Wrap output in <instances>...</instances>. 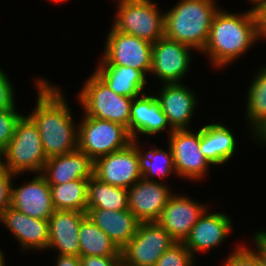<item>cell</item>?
Masks as SVG:
<instances>
[{"mask_svg": "<svg viewBox=\"0 0 266 266\" xmlns=\"http://www.w3.org/2000/svg\"><path fill=\"white\" fill-rule=\"evenodd\" d=\"M35 78L36 105L26 114L37 126L47 159L78 150V123L64 90L45 77Z\"/></svg>", "mask_w": 266, "mask_h": 266, "instance_id": "cell-1", "label": "cell"}, {"mask_svg": "<svg viewBox=\"0 0 266 266\" xmlns=\"http://www.w3.org/2000/svg\"><path fill=\"white\" fill-rule=\"evenodd\" d=\"M249 8L234 13L220 7L214 15L206 46L201 53L212 68L219 71L225 69L241 60L239 58L261 41L260 11Z\"/></svg>", "mask_w": 266, "mask_h": 266, "instance_id": "cell-2", "label": "cell"}, {"mask_svg": "<svg viewBox=\"0 0 266 266\" xmlns=\"http://www.w3.org/2000/svg\"><path fill=\"white\" fill-rule=\"evenodd\" d=\"M217 0H179L164 12V36L198 53L206 46Z\"/></svg>", "mask_w": 266, "mask_h": 266, "instance_id": "cell-3", "label": "cell"}, {"mask_svg": "<svg viewBox=\"0 0 266 266\" xmlns=\"http://www.w3.org/2000/svg\"><path fill=\"white\" fill-rule=\"evenodd\" d=\"M1 154L2 166L14 175L42 173L47 157L37 126L27 115L19 119L11 141Z\"/></svg>", "mask_w": 266, "mask_h": 266, "instance_id": "cell-4", "label": "cell"}, {"mask_svg": "<svg viewBox=\"0 0 266 266\" xmlns=\"http://www.w3.org/2000/svg\"><path fill=\"white\" fill-rule=\"evenodd\" d=\"M116 5L111 26L151 43L164 37V13L152 0H111Z\"/></svg>", "mask_w": 266, "mask_h": 266, "instance_id": "cell-5", "label": "cell"}, {"mask_svg": "<svg viewBox=\"0 0 266 266\" xmlns=\"http://www.w3.org/2000/svg\"><path fill=\"white\" fill-rule=\"evenodd\" d=\"M90 75L76 95L83 115L115 122L128 130L133 98L116 94L94 72Z\"/></svg>", "mask_w": 266, "mask_h": 266, "instance_id": "cell-6", "label": "cell"}, {"mask_svg": "<svg viewBox=\"0 0 266 266\" xmlns=\"http://www.w3.org/2000/svg\"><path fill=\"white\" fill-rule=\"evenodd\" d=\"M78 122V150L93 161L121 150L133 142L127 128L121 124L90 116Z\"/></svg>", "mask_w": 266, "mask_h": 266, "instance_id": "cell-7", "label": "cell"}, {"mask_svg": "<svg viewBox=\"0 0 266 266\" xmlns=\"http://www.w3.org/2000/svg\"><path fill=\"white\" fill-rule=\"evenodd\" d=\"M201 127L197 130L175 129L168 136L178 179L202 182L214 167L200 151ZM208 173V174H207Z\"/></svg>", "mask_w": 266, "mask_h": 266, "instance_id": "cell-8", "label": "cell"}, {"mask_svg": "<svg viewBox=\"0 0 266 266\" xmlns=\"http://www.w3.org/2000/svg\"><path fill=\"white\" fill-rule=\"evenodd\" d=\"M108 32L97 65L128 66L141 70L148 77L152 67V43L117 31L112 26Z\"/></svg>", "mask_w": 266, "mask_h": 266, "instance_id": "cell-9", "label": "cell"}, {"mask_svg": "<svg viewBox=\"0 0 266 266\" xmlns=\"http://www.w3.org/2000/svg\"><path fill=\"white\" fill-rule=\"evenodd\" d=\"M176 241L157 222H140L135 236L121 250L125 266H154Z\"/></svg>", "mask_w": 266, "mask_h": 266, "instance_id": "cell-10", "label": "cell"}, {"mask_svg": "<svg viewBox=\"0 0 266 266\" xmlns=\"http://www.w3.org/2000/svg\"><path fill=\"white\" fill-rule=\"evenodd\" d=\"M191 47L174 40L162 37L152 43V67L150 75L158 79V83L184 82L192 62Z\"/></svg>", "mask_w": 266, "mask_h": 266, "instance_id": "cell-11", "label": "cell"}, {"mask_svg": "<svg viewBox=\"0 0 266 266\" xmlns=\"http://www.w3.org/2000/svg\"><path fill=\"white\" fill-rule=\"evenodd\" d=\"M93 176L103 183L130 188L143 176L140 172L137 142L94 161Z\"/></svg>", "mask_w": 266, "mask_h": 266, "instance_id": "cell-12", "label": "cell"}, {"mask_svg": "<svg viewBox=\"0 0 266 266\" xmlns=\"http://www.w3.org/2000/svg\"><path fill=\"white\" fill-rule=\"evenodd\" d=\"M210 208L204 211L183 242L195 258L198 253L206 254L224 244L234 230L232 216L219 210L213 212Z\"/></svg>", "mask_w": 266, "mask_h": 266, "instance_id": "cell-13", "label": "cell"}, {"mask_svg": "<svg viewBox=\"0 0 266 266\" xmlns=\"http://www.w3.org/2000/svg\"><path fill=\"white\" fill-rule=\"evenodd\" d=\"M173 189L166 181H153L142 177L128 188V210L140 222L157 221L174 194Z\"/></svg>", "mask_w": 266, "mask_h": 266, "instance_id": "cell-14", "label": "cell"}, {"mask_svg": "<svg viewBox=\"0 0 266 266\" xmlns=\"http://www.w3.org/2000/svg\"><path fill=\"white\" fill-rule=\"evenodd\" d=\"M211 204L197 201L182 193H174L157 222L176 242H184L191 228Z\"/></svg>", "mask_w": 266, "mask_h": 266, "instance_id": "cell-15", "label": "cell"}, {"mask_svg": "<svg viewBox=\"0 0 266 266\" xmlns=\"http://www.w3.org/2000/svg\"><path fill=\"white\" fill-rule=\"evenodd\" d=\"M0 223L15 237L21 253L46 252L49 241L48 220L30 217L9 206Z\"/></svg>", "mask_w": 266, "mask_h": 266, "instance_id": "cell-16", "label": "cell"}, {"mask_svg": "<svg viewBox=\"0 0 266 266\" xmlns=\"http://www.w3.org/2000/svg\"><path fill=\"white\" fill-rule=\"evenodd\" d=\"M159 89L153 93L170 126L174 130L189 129L199 104L194 90L184 82L161 84Z\"/></svg>", "mask_w": 266, "mask_h": 266, "instance_id": "cell-17", "label": "cell"}, {"mask_svg": "<svg viewBox=\"0 0 266 266\" xmlns=\"http://www.w3.org/2000/svg\"><path fill=\"white\" fill-rule=\"evenodd\" d=\"M31 179L27 178L21 185L16 184L18 186L13 179L10 206L30 217L49 220L55 211L51 187L41 173L34 174Z\"/></svg>", "mask_w": 266, "mask_h": 266, "instance_id": "cell-18", "label": "cell"}, {"mask_svg": "<svg viewBox=\"0 0 266 266\" xmlns=\"http://www.w3.org/2000/svg\"><path fill=\"white\" fill-rule=\"evenodd\" d=\"M166 131L167 136L174 131L167 116L163 113L160 103L154 93H144L133 98L130 110L128 132L133 141H140L142 137H156Z\"/></svg>", "mask_w": 266, "mask_h": 266, "instance_id": "cell-19", "label": "cell"}, {"mask_svg": "<svg viewBox=\"0 0 266 266\" xmlns=\"http://www.w3.org/2000/svg\"><path fill=\"white\" fill-rule=\"evenodd\" d=\"M86 212L55 210L49 218L47 250L59 255L79 257V228Z\"/></svg>", "mask_w": 266, "mask_h": 266, "instance_id": "cell-20", "label": "cell"}, {"mask_svg": "<svg viewBox=\"0 0 266 266\" xmlns=\"http://www.w3.org/2000/svg\"><path fill=\"white\" fill-rule=\"evenodd\" d=\"M212 122V123H211ZM201 125L200 151L215 167L224 166L238 152L237 136L223 122ZM237 150V151H236Z\"/></svg>", "mask_w": 266, "mask_h": 266, "instance_id": "cell-21", "label": "cell"}, {"mask_svg": "<svg viewBox=\"0 0 266 266\" xmlns=\"http://www.w3.org/2000/svg\"><path fill=\"white\" fill-rule=\"evenodd\" d=\"M94 161L76 150L48 158L42 171L49 185H62L72 180H89L93 176Z\"/></svg>", "mask_w": 266, "mask_h": 266, "instance_id": "cell-22", "label": "cell"}, {"mask_svg": "<svg viewBox=\"0 0 266 266\" xmlns=\"http://www.w3.org/2000/svg\"><path fill=\"white\" fill-rule=\"evenodd\" d=\"M87 216L122 250L135 236L140 221L127 210L87 209Z\"/></svg>", "mask_w": 266, "mask_h": 266, "instance_id": "cell-23", "label": "cell"}, {"mask_svg": "<svg viewBox=\"0 0 266 266\" xmlns=\"http://www.w3.org/2000/svg\"><path fill=\"white\" fill-rule=\"evenodd\" d=\"M95 66L93 72L118 95L136 98L148 89L149 80L141 70L118 65Z\"/></svg>", "mask_w": 266, "mask_h": 266, "instance_id": "cell-24", "label": "cell"}, {"mask_svg": "<svg viewBox=\"0 0 266 266\" xmlns=\"http://www.w3.org/2000/svg\"><path fill=\"white\" fill-rule=\"evenodd\" d=\"M252 74L253 78L245 95L244 117L249 125L248 136L253 140V134L266 122V65L259 66V69ZM246 115V116H245ZM248 121V122H247Z\"/></svg>", "mask_w": 266, "mask_h": 266, "instance_id": "cell-25", "label": "cell"}, {"mask_svg": "<svg viewBox=\"0 0 266 266\" xmlns=\"http://www.w3.org/2000/svg\"><path fill=\"white\" fill-rule=\"evenodd\" d=\"M136 142L140 172L143 178L153 181L161 180L162 182V180L168 179L167 177H170L169 175L177 177L174 158L169 145L166 146V150V147L165 149L163 147L159 148L156 144H150L149 141L146 140L148 145H151V147H149L150 150H147L140 144V141ZM156 178H159V180Z\"/></svg>", "mask_w": 266, "mask_h": 266, "instance_id": "cell-26", "label": "cell"}, {"mask_svg": "<svg viewBox=\"0 0 266 266\" xmlns=\"http://www.w3.org/2000/svg\"><path fill=\"white\" fill-rule=\"evenodd\" d=\"M79 256H122L121 250L88 216L79 228Z\"/></svg>", "mask_w": 266, "mask_h": 266, "instance_id": "cell-27", "label": "cell"}, {"mask_svg": "<svg viewBox=\"0 0 266 266\" xmlns=\"http://www.w3.org/2000/svg\"><path fill=\"white\" fill-rule=\"evenodd\" d=\"M87 209H128V189L112 186L92 176L88 181Z\"/></svg>", "mask_w": 266, "mask_h": 266, "instance_id": "cell-28", "label": "cell"}, {"mask_svg": "<svg viewBox=\"0 0 266 266\" xmlns=\"http://www.w3.org/2000/svg\"><path fill=\"white\" fill-rule=\"evenodd\" d=\"M88 181L77 179L62 185H50L55 210L87 212Z\"/></svg>", "mask_w": 266, "mask_h": 266, "instance_id": "cell-29", "label": "cell"}, {"mask_svg": "<svg viewBox=\"0 0 266 266\" xmlns=\"http://www.w3.org/2000/svg\"><path fill=\"white\" fill-rule=\"evenodd\" d=\"M196 260L183 242H176L162 254L154 266H196Z\"/></svg>", "mask_w": 266, "mask_h": 266, "instance_id": "cell-30", "label": "cell"}, {"mask_svg": "<svg viewBox=\"0 0 266 266\" xmlns=\"http://www.w3.org/2000/svg\"><path fill=\"white\" fill-rule=\"evenodd\" d=\"M234 248L235 250L232 249L228 257L221 262V266H263L259 254L253 247L239 243Z\"/></svg>", "mask_w": 266, "mask_h": 266, "instance_id": "cell-31", "label": "cell"}, {"mask_svg": "<svg viewBox=\"0 0 266 266\" xmlns=\"http://www.w3.org/2000/svg\"><path fill=\"white\" fill-rule=\"evenodd\" d=\"M17 109L18 107L15 105L13 108L0 110V152L11 141L17 122L24 115Z\"/></svg>", "mask_w": 266, "mask_h": 266, "instance_id": "cell-32", "label": "cell"}, {"mask_svg": "<svg viewBox=\"0 0 266 266\" xmlns=\"http://www.w3.org/2000/svg\"><path fill=\"white\" fill-rule=\"evenodd\" d=\"M20 174H12L6 167H0V220L11 204V186L13 179L20 178Z\"/></svg>", "mask_w": 266, "mask_h": 266, "instance_id": "cell-33", "label": "cell"}, {"mask_svg": "<svg viewBox=\"0 0 266 266\" xmlns=\"http://www.w3.org/2000/svg\"><path fill=\"white\" fill-rule=\"evenodd\" d=\"M6 71L0 67V110L13 108L16 104L14 84Z\"/></svg>", "mask_w": 266, "mask_h": 266, "instance_id": "cell-34", "label": "cell"}, {"mask_svg": "<svg viewBox=\"0 0 266 266\" xmlns=\"http://www.w3.org/2000/svg\"><path fill=\"white\" fill-rule=\"evenodd\" d=\"M81 266H121L122 256H79Z\"/></svg>", "mask_w": 266, "mask_h": 266, "instance_id": "cell-35", "label": "cell"}, {"mask_svg": "<svg viewBox=\"0 0 266 266\" xmlns=\"http://www.w3.org/2000/svg\"><path fill=\"white\" fill-rule=\"evenodd\" d=\"M252 242L254 243V249L259 254L263 266H266V230L260 229L253 231Z\"/></svg>", "mask_w": 266, "mask_h": 266, "instance_id": "cell-36", "label": "cell"}, {"mask_svg": "<svg viewBox=\"0 0 266 266\" xmlns=\"http://www.w3.org/2000/svg\"><path fill=\"white\" fill-rule=\"evenodd\" d=\"M55 258L54 266H81L80 258L76 256L57 254Z\"/></svg>", "mask_w": 266, "mask_h": 266, "instance_id": "cell-37", "label": "cell"}, {"mask_svg": "<svg viewBox=\"0 0 266 266\" xmlns=\"http://www.w3.org/2000/svg\"><path fill=\"white\" fill-rule=\"evenodd\" d=\"M254 143L266 146V122L253 134Z\"/></svg>", "mask_w": 266, "mask_h": 266, "instance_id": "cell-38", "label": "cell"}, {"mask_svg": "<svg viewBox=\"0 0 266 266\" xmlns=\"http://www.w3.org/2000/svg\"><path fill=\"white\" fill-rule=\"evenodd\" d=\"M251 4V8L261 11L266 6V0H246Z\"/></svg>", "mask_w": 266, "mask_h": 266, "instance_id": "cell-39", "label": "cell"}, {"mask_svg": "<svg viewBox=\"0 0 266 266\" xmlns=\"http://www.w3.org/2000/svg\"><path fill=\"white\" fill-rule=\"evenodd\" d=\"M260 38L266 40V15H260Z\"/></svg>", "mask_w": 266, "mask_h": 266, "instance_id": "cell-40", "label": "cell"}, {"mask_svg": "<svg viewBox=\"0 0 266 266\" xmlns=\"http://www.w3.org/2000/svg\"><path fill=\"white\" fill-rule=\"evenodd\" d=\"M3 250L4 249L0 248V266H7L6 264L7 257H5V252Z\"/></svg>", "mask_w": 266, "mask_h": 266, "instance_id": "cell-41", "label": "cell"}, {"mask_svg": "<svg viewBox=\"0 0 266 266\" xmlns=\"http://www.w3.org/2000/svg\"><path fill=\"white\" fill-rule=\"evenodd\" d=\"M51 1V3L53 4H60V3H65V1H68V0H50Z\"/></svg>", "mask_w": 266, "mask_h": 266, "instance_id": "cell-42", "label": "cell"}, {"mask_svg": "<svg viewBox=\"0 0 266 266\" xmlns=\"http://www.w3.org/2000/svg\"><path fill=\"white\" fill-rule=\"evenodd\" d=\"M260 15H266V6L260 11Z\"/></svg>", "mask_w": 266, "mask_h": 266, "instance_id": "cell-43", "label": "cell"}, {"mask_svg": "<svg viewBox=\"0 0 266 266\" xmlns=\"http://www.w3.org/2000/svg\"><path fill=\"white\" fill-rule=\"evenodd\" d=\"M2 166V154L0 152V167Z\"/></svg>", "mask_w": 266, "mask_h": 266, "instance_id": "cell-44", "label": "cell"}]
</instances>
